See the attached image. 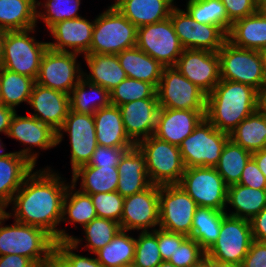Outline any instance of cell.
I'll return each mask as SVG.
<instances>
[{
	"mask_svg": "<svg viewBox=\"0 0 266 267\" xmlns=\"http://www.w3.org/2000/svg\"><path fill=\"white\" fill-rule=\"evenodd\" d=\"M98 217L91 196L82 193L77 186L69 184L63 202L61 224L67 223L74 229L87 225L91 220ZM80 225V226H79Z\"/></svg>",
	"mask_w": 266,
	"mask_h": 267,
	"instance_id": "obj_38",
	"label": "cell"
},
{
	"mask_svg": "<svg viewBox=\"0 0 266 267\" xmlns=\"http://www.w3.org/2000/svg\"><path fill=\"white\" fill-rule=\"evenodd\" d=\"M156 94L160 108L206 112V94L174 66L163 68Z\"/></svg>",
	"mask_w": 266,
	"mask_h": 267,
	"instance_id": "obj_10",
	"label": "cell"
},
{
	"mask_svg": "<svg viewBox=\"0 0 266 267\" xmlns=\"http://www.w3.org/2000/svg\"><path fill=\"white\" fill-rule=\"evenodd\" d=\"M227 40L239 48L263 51L266 49V18L258 11L235 21Z\"/></svg>",
	"mask_w": 266,
	"mask_h": 267,
	"instance_id": "obj_32",
	"label": "cell"
},
{
	"mask_svg": "<svg viewBox=\"0 0 266 267\" xmlns=\"http://www.w3.org/2000/svg\"><path fill=\"white\" fill-rule=\"evenodd\" d=\"M84 236H72L68 241L81 251L94 254L112 241L121 230L120 224L114 220L96 217L82 227ZM85 240V241H84ZM84 243V244H83ZM83 246V247H81Z\"/></svg>",
	"mask_w": 266,
	"mask_h": 267,
	"instance_id": "obj_33",
	"label": "cell"
},
{
	"mask_svg": "<svg viewBox=\"0 0 266 267\" xmlns=\"http://www.w3.org/2000/svg\"><path fill=\"white\" fill-rule=\"evenodd\" d=\"M15 110L0 104V134L7 136Z\"/></svg>",
	"mask_w": 266,
	"mask_h": 267,
	"instance_id": "obj_56",
	"label": "cell"
},
{
	"mask_svg": "<svg viewBox=\"0 0 266 267\" xmlns=\"http://www.w3.org/2000/svg\"><path fill=\"white\" fill-rule=\"evenodd\" d=\"M81 3V0H37V25L42 21L46 31L57 22L81 17L78 13Z\"/></svg>",
	"mask_w": 266,
	"mask_h": 267,
	"instance_id": "obj_43",
	"label": "cell"
},
{
	"mask_svg": "<svg viewBox=\"0 0 266 267\" xmlns=\"http://www.w3.org/2000/svg\"><path fill=\"white\" fill-rule=\"evenodd\" d=\"M82 57L87 64V69H90L89 71L83 70V78L90 83L100 85L108 92L127 78L117 55L89 53Z\"/></svg>",
	"mask_w": 266,
	"mask_h": 267,
	"instance_id": "obj_26",
	"label": "cell"
},
{
	"mask_svg": "<svg viewBox=\"0 0 266 267\" xmlns=\"http://www.w3.org/2000/svg\"><path fill=\"white\" fill-rule=\"evenodd\" d=\"M121 230L153 231L159 226V185L124 198Z\"/></svg>",
	"mask_w": 266,
	"mask_h": 267,
	"instance_id": "obj_18",
	"label": "cell"
},
{
	"mask_svg": "<svg viewBox=\"0 0 266 267\" xmlns=\"http://www.w3.org/2000/svg\"><path fill=\"white\" fill-rule=\"evenodd\" d=\"M62 176L50 165L34 169L14 194L7 215L17 222L43 229L56 242L69 240L74 234L67 232V228H59L64 198L71 183Z\"/></svg>",
	"mask_w": 266,
	"mask_h": 267,
	"instance_id": "obj_1",
	"label": "cell"
},
{
	"mask_svg": "<svg viewBox=\"0 0 266 267\" xmlns=\"http://www.w3.org/2000/svg\"><path fill=\"white\" fill-rule=\"evenodd\" d=\"M93 117L98 145L114 148H132L136 145L126 133L118 106L110 104L96 111Z\"/></svg>",
	"mask_w": 266,
	"mask_h": 267,
	"instance_id": "obj_25",
	"label": "cell"
},
{
	"mask_svg": "<svg viewBox=\"0 0 266 267\" xmlns=\"http://www.w3.org/2000/svg\"><path fill=\"white\" fill-rule=\"evenodd\" d=\"M203 255H205V251L198 242L191 237H187L181 245L177 247L174 255H171L169 262L176 267H191L196 264Z\"/></svg>",
	"mask_w": 266,
	"mask_h": 267,
	"instance_id": "obj_48",
	"label": "cell"
},
{
	"mask_svg": "<svg viewBox=\"0 0 266 267\" xmlns=\"http://www.w3.org/2000/svg\"><path fill=\"white\" fill-rule=\"evenodd\" d=\"M28 105L33 110L29 115L58 131L70 111V98L65 92L35 82Z\"/></svg>",
	"mask_w": 266,
	"mask_h": 267,
	"instance_id": "obj_21",
	"label": "cell"
},
{
	"mask_svg": "<svg viewBox=\"0 0 266 267\" xmlns=\"http://www.w3.org/2000/svg\"><path fill=\"white\" fill-rule=\"evenodd\" d=\"M118 107L126 133L136 145L154 135L160 108L158 99H139Z\"/></svg>",
	"mask_w": 266,
	"mask_h": 267,
	"instance_id": "obj_23",
	"label": "cell"
},
{
	"mask_svg": "<svg viewBox=\"0 0 266 267\" xmlns=\"http://www.w3.org/2000/svg\"><path fill=\"white\" fill-rule=\"evenodd\" d=\"M217 53L221 79L246 84L257 91L266 82L261 51L239 48L226 40Z\"/></svg>",
	"mask_w": 266,
	"mask_h": 267,
	"instance_id": "obj_7",
	"label": "cell"
},
{
	"mask_svg": "<svg viewBox=\"0 0 266 267\" xmlns=\"http://www.w3.org/2000/svg\"><path fill=\"white\" fill-rule=\"evenodd\" d=\"M197 208V203L179 184L159 186L158 228L190 237Z\"/></svg>",
	"mask_w": 266,
	"mask_h": 267,
	"instance_id": "obj_11",
	"label": "cell"
},
{
	"mask_svg": "<svg viewBox=\"0 0 266 267\" xmlns=\"http://www.w3.org/2000/svg\"><path fill=\"white\" fill-rule=\"evenodd\" d=\"M66 136L70 144L72 173L78 167L89 163L98 145L93 115L70 110L63 126L57 131V145H60Z\"/></svg>",
	"mask_w": 266,
	"mask_h": 267,
	"instance_id": "obj_12",
	"label": "cell"
},
{
	"mask_svg": "<svg viewBox=\"0 0 266 267\" xmlns=\"http://www.w3.org/2000/svg\"><path fill=\"white\" fill-rule=\"evenodd\" d=\"M176 0H121L115 7L137 28L170 17Z\"/></svg>",
	"mask_w": 266,
	"mask_h": 267,
	"instance_id": "obj_28",
	"label": "cell"
},
{
	"mask_svg": "<svg viewBox=\"0 0 266 267\" xmlns=\"http://www.w3.org/2000/svg\"><path fill=\"white\" fill-rule=\"evenodd\" d=\"M174 67L206 95L211 93L221 80L217 52L184 49Z\"/></svg>",
	"mask_w": 266,
	"mask_h": 267,
	"instance_id": "obj_19",
	"label": "cell"
},
{
	"mask_svg": "<svg viewBox=\"0 0 266 267\" xmlns=\"http://www.w3.org/2000/svg\"><path fill=\"white\" fill-rule=\"evenodd\" d=\"M136 44L137 27L115 6L96 15L89 53L117 55Z\"/></svg>",
	"mask_w": 266,
	"mask_h": 267,
	"instance_id": "obj_5",
	"label": "cell"
},
{
	"mask_svg": "<svg viewBox=\"0 0 266 267\" xmlns=\"http://www.w3.org/2000/svg\"><path fill=\"white\" fill-rule=\"evenodd\" d=\"M109 94L110 104L114 106L139 99H158L156 88L152 84L128 77L111 90Z\"/></svg>",
	"mask_w": 266,
	"mask_h": 267,
	"instance_id": "obj_45",
	"label": "cell"
},
{
	"mask_svg": "<svg viewBox=\"0 0 266 267\" xmlns=\"http://www.w3.org/2000/svg\"><path fill=\"white\" fill-rule=\"evenodd\" d=\"M258 111L266 114V82L258 90Z\"/></svg>",
	"mask_w": 266,
	"mask_h": 267,
	"instance_id": "obj_58",
	"label": "cell"
},
{
	"mask_svg": "<svg viewBox=\"0 0 266 267\" xmlns=\"http://www.w3.org/2000/svg\"><path fill=\"white\" fill-rule=\"evenodd\" d=\"M229 139L253 153L266 148V114L255 111L229 133Z\"/></svg>",
	"mask_w": 266,
	"mask_h": 267,
	"instance_id": "obj_35",
	"label": "cell"
},
{
	"mask_svg": "<svg viewBox=\"0 0 266 267\" xmlns=\"http://www.w3.org/2000/svg\"><path fill=\"white\" fill-rule=\"evenodd\" d=\"M242 267H266V242L253 240Z\"/></svg>",
	"mask_w": 266,
	"mask_h": 267,
	"instance_id": "obj_53",
	"label": "cell"
},
{
	"mask_svg": "<svg viewBox=\"0 0 266 267\" xmlns=\"http://www.w3.org/2000/svg\"><path fill=\"white\" fill-rule=\"evenodd\" d=\"M117 168L119 179L116 191L122 197L144 191L151 185L145 155L137 145L124 152Z\"/></svg>",
	"mask_w": 266,
	"mask_h": 267,
	"instance_id": "obj_24",
	"label": "cell"
},
{
	"mask_svg": "<svg viewBox=\"0 0 266 267\" xmlns=\"http://www.w3.org/2000/svg\"><path fill=\"white\" fill-rule=\"evenodd\" d=\"M90 196L98 217L120 223L124 197L117 191L91 194Z\"/></svg>",
	"mask_w": 266,
	"mask_h": 267,
	"instance_id": "obj_47",
	"label": "cell"
},
{
	"mask_svg": "<svg viewBox=\"0 0 266 267\" xmlns=\"http://www.w3.org/2000/svg\"><path fill=\"white\" fill-rule=\"evenodd\" d=\"M35 82L31 77L0 67V104L17 112L21 104L28 105Z\"/></svg>",
	"mask_w": 266,
	"mask_h": 267,
	"instance_id": "obj_37",
	"label": "cell"
},
{
	"mask_svg": "<svg viewBox=\"0 0 266 267\" xmlns=\"http://www.w3.org/2000/svg\"><path fill=\"white\" fill-rule=\"evenodd\" d=\"M225 6L229 22L253 15L258 9V0H221Z\"/></svg>",
	"mask_w": 266,
	"mask_h": 267,
	"instance_id": "obj_50",
	"label": "cell"
},
{
	"mask_svg": "<svg viewBox=\"0 0 266 267\" xmlns=\"http://www.w3.org/2000/svg\"><path fill=\"white\" fill-rule=\"evenodd\" d=\"M38 28L6 31L0 67L36 81L42 56L48 49V41H40L35 36Z\"/></svg>",
	"mask_w": 266,
	"mask_h": 267,
	"instance_id": "obj_4",
	"label": "cell"
},
{
	"mask_svg": "<svg viewBox=\"0 0 266 267\" xmlns=\"http://www.w3.org/2000/svg\"><path fill=\"white\" fill-rule=\"evenodd\" d=\"M36 0H0V29L26 30L37 27Z\"/></svg>",
	"mask_w": 266,
	"mask_h": 267,
	"instance_id": "obj_34",
	"label": "cell"
},
{
	"mask_svg": "<svg viewBox=\"0 0 266 267\" xmlns=\"http://www.w3.org/2000/svg\"><path fill=\"white\" fill-rule=\"evenodd\" d=\"M7 214V207L0 202V220Z\"/></svg>",
	"mask_w": 266,
	"mask_h": 267,
	"instance_id": "obj_63",
	"label": "cell"
},
{
	"mask_svg": "<svg viewBox=\"0 0 266 267\" xmlns=\"http://www.w3.org/2000/svg\"><path fill=\"white\" fill-rule=\"evenodd\" d=\"M258 91L235 81L221 79L206 95L205 118L219 131L229 134L258 110Z\"/></svg>",
	"mask_w": 266,
	"mask_h": 267,
	"instance_id": "obj_2",
	"label": "cell"
},
{
	"mask_svg": "<svg viewBox=\"0 0 266 267\" xmlns=\"http://www.w3.org/2000/svg\"><path fill=\"white\" fill-rule=\"evenodd\" d=\"M191 267H212V258L205 254Z\"/></svg>",
	"mask_w": 266,
	"mask_h": 267,
	"instance_id": "obj_59",
	"label": "cell"
},
{
	"mask_svg": "<svg viewBox=\"0 0 266 267\" xmlns=\"http://www.w3.org/2000/svg\"><path fill=\"white\" fill-rule=\"evenodd\" d=\"M253 240L266 242V206L250 220Z\"/></svg>",
	"mask_w": 266,
	"mask_h": 267,
	"instance_id": "obj_54",
	"label": "cell"
},
{
	"mask_svg": "<svg viewBox=\"0 0 266 267\" xmlns=\"http://www.w3.org/2000/svg\"><path fill=\"white\" fill-rule=\"evenodd\" d=\"M137 147L145 155L151 184L162 186L180 183L185 166L179 146L151 135L141 140Z\"/></svg>",
	"mask_w": 266,
	"mask_h": 267,
	"instance_id": "obj_6",
	"label": "cell"
},
{
	"mask_svg": "<svg viewBox=\"0 0 266 267\" xmlns=\"http://www.w3.org/2000/svg\"><path fill=\"white\" fill-rule=\"evenodd\" d=\"M5 36H6V31L3 29H0V63H1L2 56H3Z\"/></svg>",
	"mask_w": 266,
	"mask_h": 267,
	"instance_id": "obj_62",
	"label": "cell"
},
{
	"mask_svg": "<svg viewBox=\"0 0 266 267\" xmlns=\"http://www.w3.org/2000/svg\"><path fill=\"white\" fill-rule=\"evenodd\" d=\"M212 267H242V266L233 263L219 262L217 260L212 259Z\"/></svg>",
	"mask_w": 266,
	"mask_h": 267,
	"instance_id": "obj_60",
	"label": "cell"
},
{
	"mask_svg": "<svg viewBox=\"0 0 266 267\" xmlns=\"http://www.w3.org/2000/svg\"><path fill=\"white\" fill-rule=\"evenodd\" d=\"M120 1H121V0H113V2H112L110 5L108 4V6H115V5H117Z\"/></svg>",
	"mask_w": 266,
	"mask_h": 267,
	"instance_id": "obj_67",
	"label": "cell"
},
{
	"mask_svg": "<svg viewBox=\"0 0 266 267\" xmlns=\"http://www.w3.org/2000/svg\"><path fill=\"white\" fill-rule=\"evenodd\" d=\"M187 236L157 228V243L163 261H169Z\"/></svg>",
	"mask_w": 266,
	"mask_h": 267,
	"instance_id": "obj_51",
	"label": "cell"
},
{
	"mask_svg": "<svg viewBox=\"0 0 266 267\" xmlns=\"http://www.w3.org/2000/svg\"><path fill=\"white\" fill-rule=\"evenodd\" d=\"M0 267H37L29 258L8 254L0 256Z\"/></svg>",
	"mask_w": 266,
	"mask_h": 267,
	"instance_id": "obj_55",
	"label": "cell"
},
{
	"mask_svg": "<svg viewBox=\"0 0 266 267\" xmlns=\"http://www.w3.org/2000/svg\"><path fill=\"white\" fill-rule=\"evenodd\" d=\"M6 214L0 220V256L18 254L29 258L37 267H49L56 240L43 229L13 220Z\"/></svg>",
	"mask_w": 266,
	"mask_h": 267,
	"instance_id": "obj_3",
	"label": "cell"
},
{
	"mask_svg": "<svg viewBox=\"0 0 266 267\" xmlns=\"http://www.w3.org/2000/svg\"><path fill=\"white\" fill-rule=\"evenodd\" d=\"M229 134L216 129L204 118L179 145L185 168L215 167Z\"/></svg>",
	"mask_w": 266,
	"mask_h": 267,
	"instance_id": "obj_8",
	"label": "cell"
},
{
	"mask_svg": "<svg viewBox=\"0 0 266 267\" xmlns=\"http://www.w3.org/2000/svg\"><path fill=\"white\" fill-rule=\"evenodd\" d=\"M184 10L198 23L218 26L228 35L232 24L221 0H186Z\"/></svg>",
	"mask_w": 266,
	"mask_h": 267,
	"instance_id": "obj_42",
	"label": "cell"
},
{
	"mask_svg": "<svg viewBox=\"0 0 266 267\" xmlns=\"http://www.w3.org/2000/svg\"><path fill=\"white\" fill-rule=\"evenodd\" d=\"M157 267H176L169 261H162Z\"/></svg>",
	"mask_w": 266,
	"mask_h": 267,
	"instance_id": "obj_64",
	"label": "cell"
},
{
	"mask_svg": "<svg viewBox=\"0 0 266 267\" xmlns=\"http://www.w3.org/2000/svg\"><path fill=\"white\" fill-rule=\"evenodd\" d=\"M179 185L198 207L225 211L228 186L214 167L185 168Z\"/></svg>",
	"mask_w": 266,
	"mask_h": 267,
	"instance_id": "obj_13",
	"label": "cell"
},
{
	"mask_svg": "<svg viewBox=\"0 0 266 267\" xmlns=\"http://www.w3.org/2000/svg\"><path fill=\"white\" fill-rule=\"evenodd\" d=\"M74 52H60L47 49L40 62L36 83L44 87L70 94L83 78L82 63Z\"/></svg>",
	"mask_w": 266,
	"mask_h": 267,
	"instance_id": "obj_14",
	"label": "cell"
},
{
	"mask_svg": "<svg viewBox=\"0 0 266 267\" xmlns=\"http://www.w3.org/2000/svg\"><path fill=\"white\" fill-rule=\"evenodd\" d=\"M257 11L266 18V0L258 1V9Z\"/></svg>",
	"mask_w": 266,
	"mask_h": 267,
	"instance_id": "obj_61",
	"label": "cell"
},
{
	"mask_svg": "<svg viewBox=\"0 0 266 267\" xmlns=\"http://www.w3.org/2000/svg\"><path fill=\"white\" fill-rule=\"evenodd\" d=\"M204 118L197 110L159 108L154 136L179 146Z\"/></svg>",
	"mask_w": 266,
	"mask_h": 267,
	"instance_id": "obj_22",
	"label": "cell"
},
{
	"mask_svg": "<svg viewBox=\"0 0 266 267\" xmlns=\"http://www.w3.org/2000/svg\"><path fill=\"white\" fill-rule=\"evenodd\" d=\"M252 241L250 220L225 215L217 240L205 254L219 262L241 265Z\"/></svg>",
	"mask_w": 266,
	"mask_h": 267,
	"instance_id": "obj_15",
	"label": "cell"
},
{
	"mask_svg": "<svg viewBox=\"0 0 266 267\" xmlns=\"http://www.w3.org/2000/svg\"><path fill=\"white\" fill-rule=\"evenodd\" d=\"M6 137L24 146L15 152L25 157L35 167L41 155L40 151L45 152L58 146L57 131L29 114L24 116L18 114V111L12 117Z\"/></svg>",
	"mask_w": 266,
	"mask_h": 267,
	"instance_id": "obj_9",
	"label": "cell"
},
{
	"mask_svg": "<svg viewBox=\"0 0 266 267\" xmlns=\"http://www.w3.org/2000/svg\"><path fill=\"white\" fill-rule=\"evenodd\" d=\"M135 246L134 233L120 230L111 242L94 254L102 267H125L134 262Z\"/></svg>",
	"mask_w": 266,
	"mask_h": 267,
	"instance_id": "obj_36",
	"label": "cell"
},
{
	"mask_svg": "<svg viewBox=\"0 0 266 267\" xmlns=\"http://www.w3.org/2000/svg\"><path fill=\"white\" fill-rule=\"evenodd\" d=\"M70 110L78 113L93 115L101 108L110 105L109 92L82 78L69 94Z\"/></svg>",
	"mask_w": 266,
	"mask_h": 267,
	"instance_id": "obj_39",
	"label": "cell"
},
{
	"mask_svg": "<svg viewBox=\"0 0 266 267\" xmlns=\"http://www.w3.org/2000/svg\"><path fill=\"white\" fill-rule=\"evenodd\" d=\"M252 153L233 143L230 139L223 147L220 159L214 167L227 186L238 184L246 163Z\"/></svg>",
	"mask_w": 266,
	"mask_h": 267,
	"instance_id": "obj_41",
	"label": "cell"
},
{
	"mask_svg": "<svg viewBox=\"0 0 266 267\" xmlns=\"http://www.w3.org/2000/svg\"><path fill=\"white\" fill-rule=\"evenodd\" d=\"M118 179L117 166L94 167L83 165L72 172L70 182L74 186L79 185L78 190L82 193L91 195L116 191Z\"/></svg>",
	"mask_w": 266,
	"mask_h": 267,
	"instance_id": "obj_29",
	"label": "cell"
},
{
	"mask_svg": "<svg viewBox=\"0 0 266 267\" xmlns=\"http://www.w3.org/2000/svg\"><path fill=\"white\" fill-rule=\"evenodd\" d=\"M79 249L68 240L56 242L51 252L49 267H102L95 254H80Z\"/></svg>",
	"mask_w": 266,
	"mask_h": 267,
	"instance_id": "obj_44",
	"label": "cell"
},
{
	"mask_svg": "<svg viewBox=\"0 0 266 267\" xmlns=\"http://www.w3.org/2000/svg\"><path fill=\"white\" fill-rule=\"evenodd\" d=\"M170 19L184 49L218 52L227 40L218 26L198 23L178 5L172 9Z\"/></svg>",
	"mask_w": 266,
	"mask_h": 267,
	"instance_id": "obj_17",
	"label": "cell"
},
{
	"mask_svg": "<svg viewBox=\"0 0 266 267\" xmlns=\"http://www.w3.org/2000/svg\"><path fill=\"white\" fill-rule=\"evenodd\" d=\"M136 233L138 235L133 263L139 267H157L163 261L157 243V228Z\"/></svg>",
	"mask_w": 266,
	"mask_h": 267,
	"instance_id": "obj_46",
	"label": "cell"
},
{
	"mask_svg": "<svg viewBox=\"0 0 266 267\" xmlns=\"http://www.w3.org/2000/svg\"><path fill=\"white\" fill-rule=\"evenodd\" d=\"M125 267H139V266H136L134 263H132V264L126 265Z\"/></svg>",
	"mask_w": 266,
	"mask_h": 267,
	"instance_id": "obj_68",
	"label": "cell"
},
{
	"mask_svg": "<svg viewBox=\"0 0 266 267\" xmlns=\"http://www.w3.org/2000/svg\"><path fill=\"white\" fill-rule=\"evenodd\" d=\"M131 148H114L97 145L88 164L94 167L117 166L119 160L126 150Z\"/></svg>",
	"mask_w": 266,
	"mask_h": 267,
	"instance_id": "obj_49",
	"label": "cell"
},
{
	"mask_svg": "<svg viewBox=\"0 0 266 267\" xmlns=\"http://www.w3.org/2000/svg\"><path fill=\"white\" fill-rule=\"evenodd\" d=\"M94 23L95 18L89 20L85 16L55 23L46 31L52 38V42H47L48 48L82 56L89 54Z\"/></svg>",
	"mask_w": 266,
	"mask_h": 267,
	"instance_id": "obj_20",
	"label": "cell"
},
{
	"mask_svg": "<svg viewBox=\"0 0 266 267\" xmlns=\"http://www.w3.org/2000/svg\"><path fill=\"white\" fill-rule=\"evenodd\" d=\"M265 206L266 189H254L239 183L228 186L226 215L251 220Z\"/></svg>",
	"mask_w": 266,
	"mask_h": 267,
	"instance_id": "obj_30",
	"label": "cell"
},
{
	"mask_svg": "<svg viewBox=\"0 0 266 267\" xmlns=\"http://www.w3.org/2000/svg\"><path fill=\"white\" fill-rule=\"evenodd\" d=\"M252 158L258 165V168L261 170L263 175L266 177V148L253 152Z\"/></svg>",
	"mask_w": 266,
	"mask_h": 267,
	"instance_id": "obj_57",
	"label": "cell"
},
{
	"mask_svg": "<svg viewBox=\"0 0 266 267\" xmlns=\"http://www.w3.org/2000/svg\"><path fill=\"white\" fill-rule=\"evenodd\" d=\"M136 46L164 67L175 66L184 50L170 17L138 27Z\"/></svg>",
	"mask_w": 266,
	"mask_h": 267,
	"instance_id": "obj_16",
	"label": "cell"
},
{
	"mask_svg": "<svg viewBox=\"0 0 266 267\" xmlns=\"http://www.w3.org/2000/svg\"><path fill=\"white\" fill-rule=\"evenodd\" d=\"M5 150H6L5 145L3 144V141L0 138V156L7 153L5 152Z\"/></svg>",
	"mask_w": 266,
	"mask_h": 267,
	"instance_id": "obj_65",
	"label": "cell"
},
{
	"mask_svg": "<svg viewBox=\"0 0 266 267\" xmlns=\"http://www.w3.org/2000/svg\"><path fill=\"white\" fill-rule=\"evenodd\" d=\"M239 184L254 189H266V177L258 168L257 163L252 157L248 160L243 169Z\"/></svg>",
	"mask_w": 266,
	"mask_h": 267,
	"instance_id": "obj_52",
	"label": "cell"
},
{
	"mask_svg": "<svg viewBox=\"0 0 266 267\" xmlns=\"http://www.w3.org/2000/svg\"><path fill=\"white\" fill-rule=\"evenodd\" d=\"M117 57L128 78L148 82L157 89L164 68L158 61L137 46L123 50Z\"/></svg>",
	"mask_w": 266,
	"mask_h": 267,
	"instance_id": "obj_31",
	"label": "cell"
},
{
	"mask_svg": "<svg viewBox=\"0 0 266 267\" xmlns=\"http://www.w3.org/2000/svg\"><path fill=\"white\" fill-rule=\"evenodd\" d=\"M38 167L33 166L17 152H7L0 156V202L6 207L14 194L21 188L25 178Z\"/></svg>",
	"mask_w": 266,
	"mask_h": 267,
	"instance_id": "obj_27",
	"label": "cell"
},
{
	"mask_svg": "<svg viewBox=\"0 0 266 267\" xmlns=\"http://www.w3.org/2000/svg\"><path fill=\"white\" fill-rule=\"evenodd\" d=\"M262 56H263V61H264V71H265V76H266V49L261 51Z\"/></svg>",
	"mask_w": 266,
	"mask_h": 267,
	"instance_id": "obj_66",
	"label": "cell"
},
{
	"mask_svg": "<svg viewBox=\"0 0 266 267\" xmlns=\"http://www.w3.org/2000/svg\"><path fill=\"white\" fill-rule=\"evenodd\" d=\"M225 211L198 207L194 213L190 237L206 252L217 240Z\"/></svg>",
	"mask_w": 266,
	"mask_h": 267,
	"instance_id": "obj_40",
	"label": "cell"
}]
</instances>
